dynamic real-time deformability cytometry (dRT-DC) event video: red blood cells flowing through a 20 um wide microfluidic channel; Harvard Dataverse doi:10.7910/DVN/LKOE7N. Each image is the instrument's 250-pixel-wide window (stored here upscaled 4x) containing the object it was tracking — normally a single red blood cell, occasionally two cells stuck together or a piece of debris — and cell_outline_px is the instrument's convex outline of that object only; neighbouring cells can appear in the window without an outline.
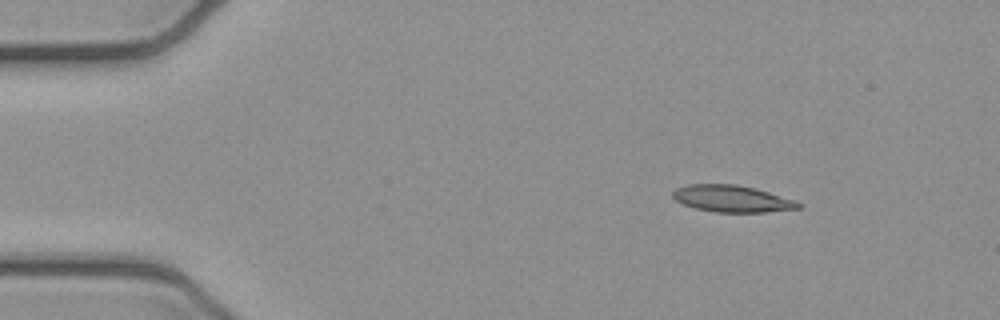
{"species": "common noctule bat (a hibernating species)", "species_latin": "Nyctalus noctula", "temperature_condition": "cold", "stored_images_in_passage": 3, "camera_frame_rate_fps": 3000, "um_per_image_px": 0.085, "animal": {"sex": "female", "body_mass_g": 21.9}, "frame": {"image": 1, "passage_image": 1, "time_ms": 0.0, "image_size_px": [1000, 320], "cell_outline_px": [[804, 204], [800, 208], [764, 212], [716, 212], [696, 208], [684, 204], [676, 200], [672, 196], [672, 192], [676, 188], [688, 184], [736, 184], [756, 188], [796, 200]], "centroid_in_image_um": [62.25, 16.88], "position_along_channel_um": 22.7, "area_um2": 19.65}}